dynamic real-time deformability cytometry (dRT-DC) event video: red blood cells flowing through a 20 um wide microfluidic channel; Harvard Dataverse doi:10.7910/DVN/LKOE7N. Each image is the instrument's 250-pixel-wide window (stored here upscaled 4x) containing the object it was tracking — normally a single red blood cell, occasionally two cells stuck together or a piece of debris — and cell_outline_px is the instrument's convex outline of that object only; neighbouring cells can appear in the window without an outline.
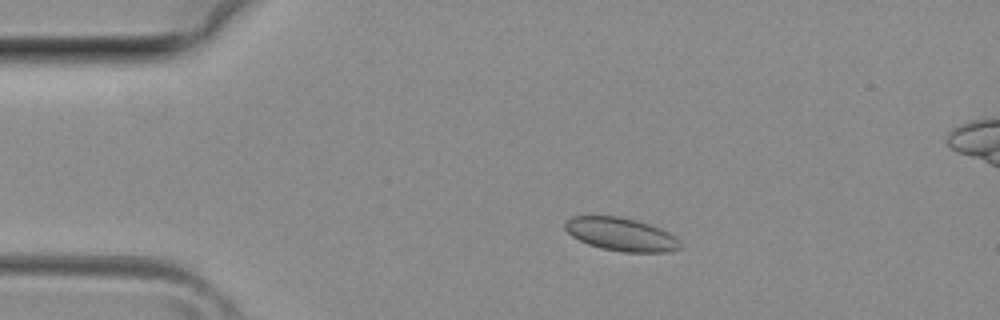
{"species": "common noctule bat (a hibernating species)", "species_latin": "Nyctalus noctula", "temperature_condition": "room temperature", "stored_images_in_passage": 40, "camera_frame_rate_fps": 3000, "um_per_image_px": 0.085, "animal": {"sex": "female", "body_mass_g": 29.2, "forearm_length_mm": 56.3}, "frame": {"image": 1, "passage_image": 8, "time_ms": 2.333, "image_size_px": [1000, 320], "cell_outline_px": [[680, 248], [668, 252], [624, 252], [600, 248], [588, 244], [572, 236], [564, 228], [564, 224], [572, 216], [620, 216], [636, 220], [660, 228], [676, 236], [680, 240]], "centroid_in_image_um": [52.8, 19.92], "position_along_channel_um": 32.2, "area_um2": 22.25}}
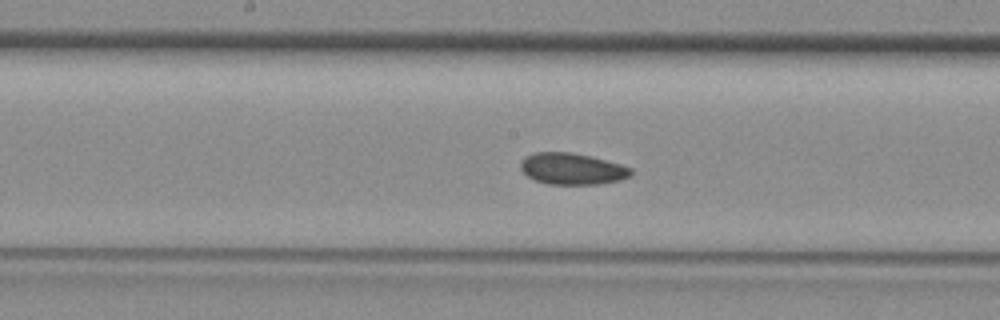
{"frame": {"image": 2, "passage_image": 20, "time_ms": 6.333, "image_size_px": [1000, 320], "cell_outline_px": [[632, 176], [620, 180], [596, 184], [548, 184], [536, 180], [528, 176], [520, 168], [520, 164], [532, 152], [572, 152], [592, 156], [620, 164], [632, 168]], "centroid_in_image_um": [48.67, 14.34], "position_along_channel_um": 199.5, "area_um2": 20.17}}
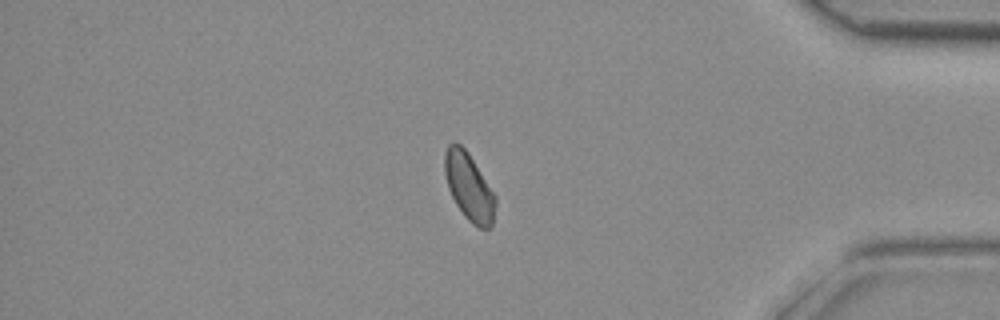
{"frame": {"image": 3, "passage_image": 33, "time_ms": 10.667, "image_size_px": [1000, 320], "cell_outline_px": [[496, 204], [492, 224], [488, 228], [480, 228], [472, 224], [464, 216], [456, 204], [448, 188], [444, 172], [444, 152], [448, 144], [452, 140], [456, 140], [468, 152], [496, 196]], "centroid_in_image_um": [39.84, 15.84], "position_along_channel_um": 395.4, "area_um2": 20.06}}